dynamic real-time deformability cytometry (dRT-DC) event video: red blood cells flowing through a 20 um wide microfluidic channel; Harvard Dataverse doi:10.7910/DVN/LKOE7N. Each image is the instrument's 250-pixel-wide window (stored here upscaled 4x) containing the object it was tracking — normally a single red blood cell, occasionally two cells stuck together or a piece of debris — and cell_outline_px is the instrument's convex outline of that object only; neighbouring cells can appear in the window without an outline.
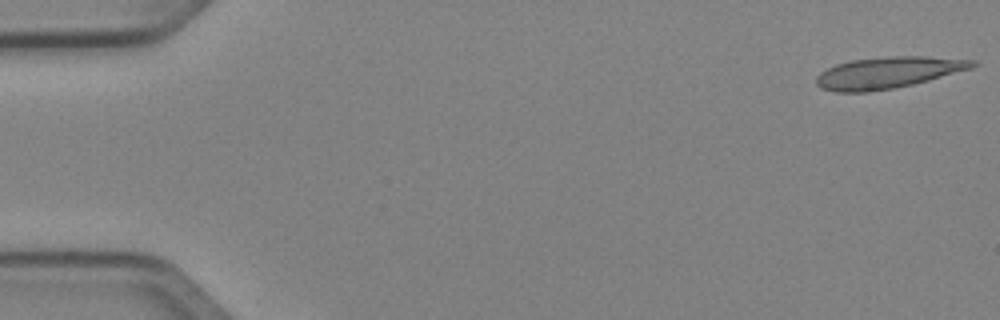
{"species": "Egyptian fruit bat (a non-hibernating species)", "species_latin": "Rousettus aegyptiacus", "temperature_condition": "cold", "stored_images_in_passage": 50, "camera_frame_rate_fps": 3000, "um_per_image_px": 0.085, "animal": {"sex": "female"}, "frame": {"image": 1, "passage_image": 1, "time_ms": 0.0, "image_size_px": [1000, 320], "cell_outline_px": [[980, 64], [972, 68], [928, 80], [912, 84], [892, 88], [864, 92], [836, 92], [820, 88], [816, 84], [816, 76], [820, 72], [836, 64], [852, 60], [888, 56], [924, 56], [976, 60]], "centroid_in_image_um": [75.48, 6.16], "position_along_channel_um": 9.5, "area_um2": 28.55}}
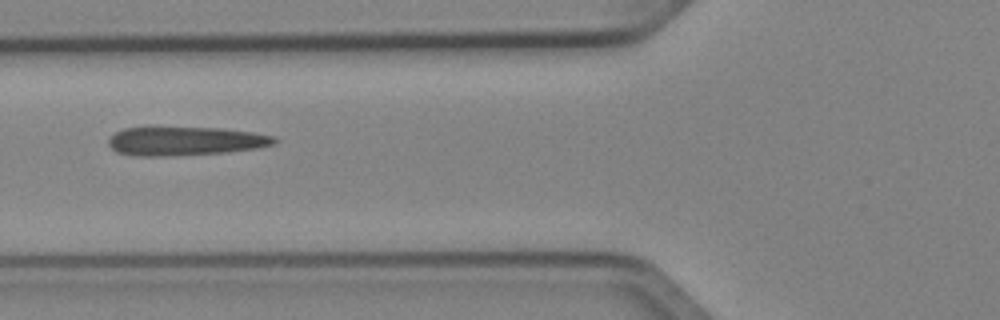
{"frame": {"image": 2, "passage_image": 19, "time_ms": 6.0, "image_size_px": [1000, 320], "cell_outline_px": [[280, 140], [276, 144], [260, 148], [228, 152], [172, 156], [136, 156], [116, 152], [108, 144], [108, 140], [116, 132], [124, 128], [224, 128], [252, 132], [276, 136]], "centroid_in_image_um": [15.83, 12.0], "position_along_channel_um": 110.0, "area_um2": 27.98}}
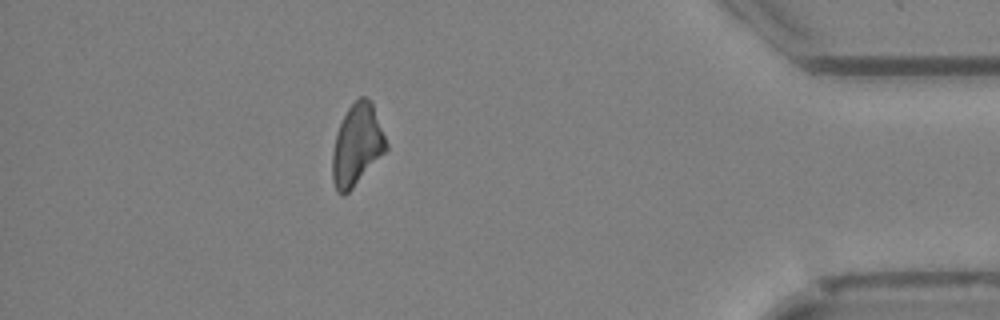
{"frame": {"image": 3, "passage_image": 44, "time_ms": 14.333, "image_size_px": [1000, 320], "cell_outline_px": [[388, 148], [352, 188], [344, 196], [340, 196], [336, 192], [332, 180], [332, 152], [336, 132], [348, 108], [360, 96], [364, 96], [372, 100], [388, 144]], "centroid_in_image_um": [30.33, 12.32], "position_along_channel_um": 404.9, "area_um2": 25.55}, "authors_computed_cell_mechanics": {"area_um2": 27.3105, "velocity_mm_per_s": 4.0589, "shape_relaxation_time_tau1_ms": null, "shape_relaxation_time_tau2_ms": 4.0606, "deformation_change_tau1": null, "deformation_change_tau2": 0.1458}}